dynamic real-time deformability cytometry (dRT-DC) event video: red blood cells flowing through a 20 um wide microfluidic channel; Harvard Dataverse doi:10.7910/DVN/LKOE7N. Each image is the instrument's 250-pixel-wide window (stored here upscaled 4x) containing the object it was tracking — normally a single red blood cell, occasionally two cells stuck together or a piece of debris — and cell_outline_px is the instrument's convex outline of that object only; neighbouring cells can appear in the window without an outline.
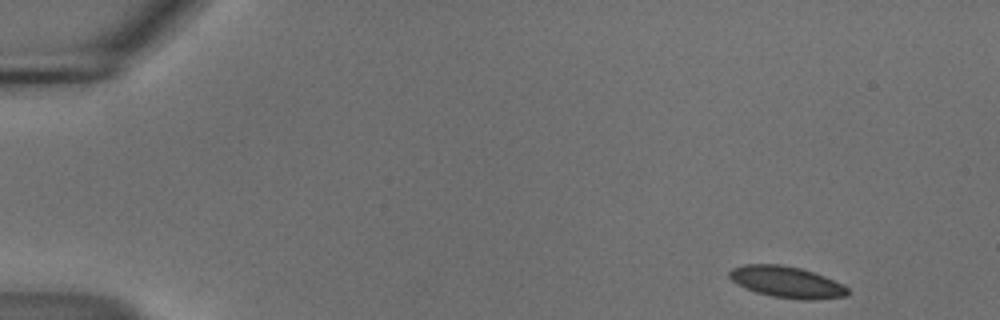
{"species": "common noctule bat (a hibernating species)", "species_latin": "Nyctalus noctula", "temperature_condition": "cold", "stored_images_in_passage": 51, "camera_frame_rate_fps": 3000, "um_per_image_px": 0.085, "animal": {"sex": "male", "body_mass_g": 18.8}, "frame": {"image": 1, "passage_image": 1, "time_ms": 0.0, "image_size_px": [1000, 320], "cell_outline_px": [[848, 292], [836, 296], [780, 296], [764, 292], [752, 288], [736, 280], [732, 276], [732, 272], [736, 268], [792, 268], [808, 272], [820, 276], [844, 288]], "centroid_in_image_um": [66.91, 23.99], "position_along_channel_um": 18.1, "area_um2": 16.76}}
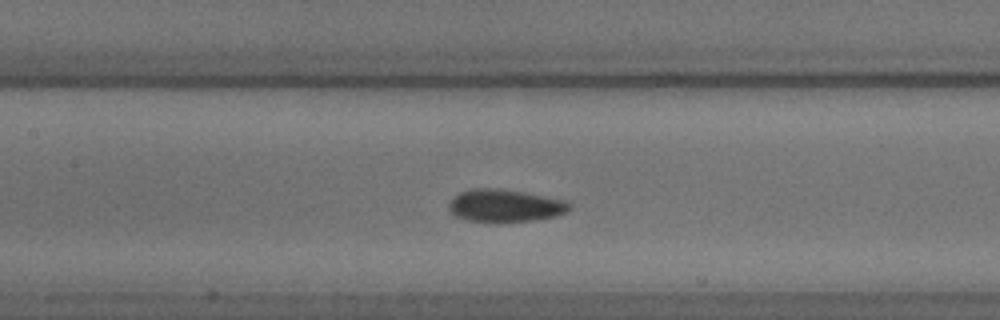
{"frame": {"image": 2, "passage_image": 22, "time_ms": 7.0, "image_size_px": [1000, 320], "cell_outline_px": [[564, 208], [556, 212], [540, 216], [508, 220], [488, 220], [468, 216], [460, 212], [456, 208], [456, 200], [460, 196], [472, 192], [492, 192], [524, 196], [544, 200], [560, 204]], "centroid_in_image_um": [42.82, 17.53], "position_along_channel_um": 164.6, "area_um2": 15.95}}
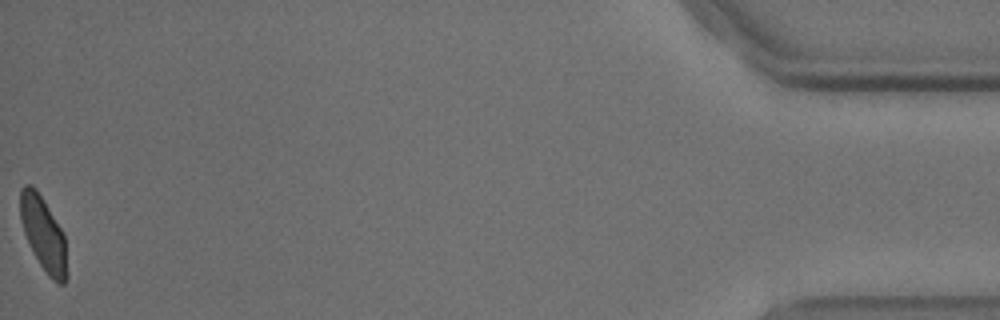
{"frame": {"image": 3, "passage_image": 51, "time_ms": 16.667, "image_size_px": [1000, 320], "cell_outline_px": [[64, 280], [56, 280], [44, 268], [24, 228], [20, 212], [20, 192], [24, 188], [32, 188], [40, 196], [64, 236]], "centroid_in_image_um": [3.66, 19.78], "position_along_channel_um": 431.5, "area_um2": 17.22}, "authors_computed_cell_mechanics": {"area_um2": 16.762, "velocity_mm_per_s": 3.6855, "shape_relaxation_time_tau1_ms": 8.1774, "shape_relaxation_time_tau2_ms": 1.3129, "deformation_change_tau1": 0.1422, "deformation_change_tau2": 0.0411}}